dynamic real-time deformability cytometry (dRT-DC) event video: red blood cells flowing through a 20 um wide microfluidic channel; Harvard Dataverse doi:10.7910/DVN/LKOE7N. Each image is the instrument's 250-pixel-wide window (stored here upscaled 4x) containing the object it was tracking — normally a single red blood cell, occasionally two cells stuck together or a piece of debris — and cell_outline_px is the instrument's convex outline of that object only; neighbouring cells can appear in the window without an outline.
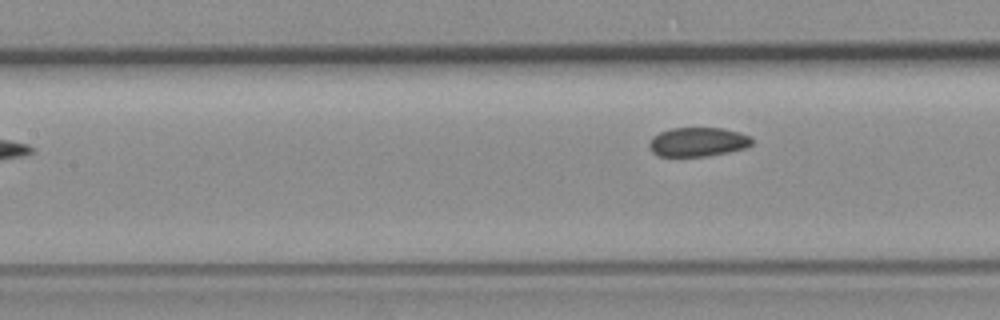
{"species": "common noctule bat (a hibernating species)", "species_latin": "Nyctalus noctula", "temperature_condition": "room temperature", "stored_images_in_passage": 8, "camera_frame_rate_fps": 3000, "um_per_image_px": 0.085, "animal": {"sex": "female", "body_mass_g": 19.3, "forearm_length_mm": 54.1}, "frame": {"image": 1, "passage_image": 8, "time_ms": 9.0, "image_size_px": [1000, 320], "cell_outline_px": [[752, 144], [744, 148], [728, 152], [708, 156], [656, 156], [648, 148], [648, 144], [652, 136], [660, 132], [672, 128], [724, 128], [748, 136], [752, 140]], "centroid_in_image_um": [59.25, 12.07], "position_along_channel_um": 148.2, "area_um2": 17.4}}